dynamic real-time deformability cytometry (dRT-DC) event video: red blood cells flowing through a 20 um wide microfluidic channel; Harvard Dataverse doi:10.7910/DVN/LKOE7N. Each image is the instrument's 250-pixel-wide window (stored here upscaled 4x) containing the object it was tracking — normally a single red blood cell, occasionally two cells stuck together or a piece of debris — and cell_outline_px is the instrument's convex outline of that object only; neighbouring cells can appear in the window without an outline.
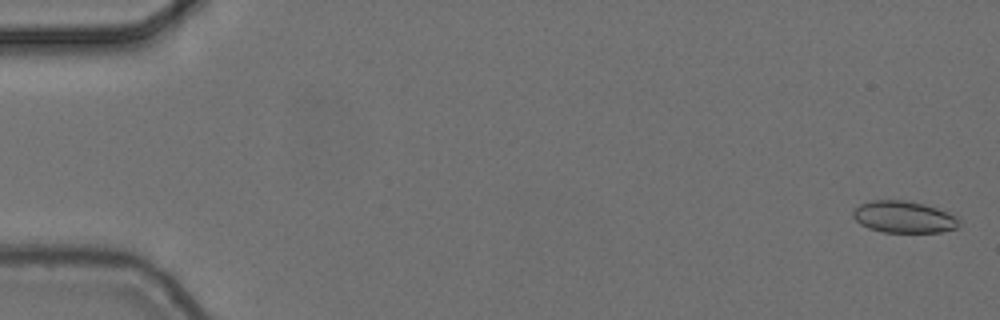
{"species": "common noctule bat (a hibernating species)", "species_latin": "Nyctalus noctula", "temperature_condition": "cold", "stored_images_in_passage": 5, "camera_frame_rate_fps": 3000, "um_per_image_px": 0.085, "animal": {"sex": "female", "body_mass_g": 24.6, "forearm_length_mm": 56.2}, "frame": {"image": 1, "passage_image": 1, "time_ms": 0.0, "image_size_px": [1000, 320], "cell_outline_px": [[960, 224], [956, 228], [940, 232], [884, 232], [868, 228], [860, 224], [852, 216], [852, 212], [860, 204], [872, 200], [904, 200], [924, 204], [948, 212], [956, 216], [960, 220]], "centroid_in_image_um": [76.82, 18.44], "position_along_channel_um": 8.2, "area_um2": 19.65}}